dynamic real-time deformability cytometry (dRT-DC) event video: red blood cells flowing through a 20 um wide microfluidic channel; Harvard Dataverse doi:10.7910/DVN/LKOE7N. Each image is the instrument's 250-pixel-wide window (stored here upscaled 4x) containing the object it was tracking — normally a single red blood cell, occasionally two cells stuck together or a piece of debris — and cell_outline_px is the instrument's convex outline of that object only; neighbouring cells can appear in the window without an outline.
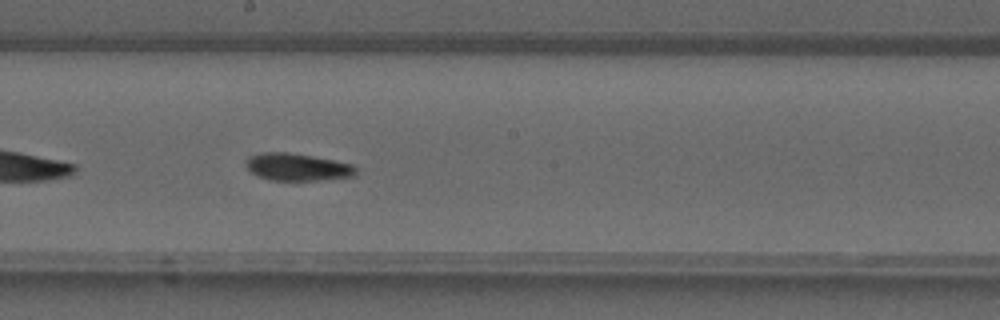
{"species": "common noctule bat (a hibernating species)", "species_latin": "Nyctalus noctula", "temperature_condition": "warm", "stored_images_in_passage": 26, "camera_frame_rate_fps": 3000, "um_per_image_px": 0.085, "animal": {"sex": "male", "forearm_length_mm": 52.5}, "frame": {"image": 1, "passage_image": 15, "time_ms": 4.667, "image_size_px": [1000, 320], "cell_outline_px": [[356, 176], [320, 180], [272, 180], [256, 176], [244, 164], [248, 156], [264, 152], [288, 152], [312, 156], [352, 164], [356, 168]], "centroid_in_image_um": [25.25, 14.2], "position_along_channel_um": 222.9, "area_um2": 17.51}}